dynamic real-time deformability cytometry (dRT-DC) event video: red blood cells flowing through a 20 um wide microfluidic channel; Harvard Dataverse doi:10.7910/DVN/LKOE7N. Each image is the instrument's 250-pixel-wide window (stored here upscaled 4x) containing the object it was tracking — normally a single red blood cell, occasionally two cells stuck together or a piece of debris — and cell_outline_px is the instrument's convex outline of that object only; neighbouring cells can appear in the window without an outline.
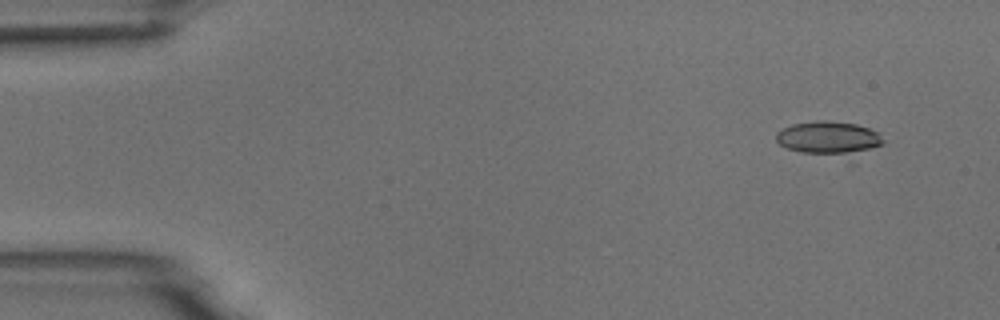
{"species": "common noctule bat (a hibernating species)", "species_latin": "Nyctalus noctula", "temperature_condition": "room temperature", "stored_images_in_passage": 5, "camera_frame_rate_fps": 3000, "um_per_image_px": 0.085, "animal": {"sex": "male", "body_mass_g": 18.8}, "frame": {"image": 1, "passage_image": 2, "time_ms": 1.0, "image_size_px": [1000, 320], "cell_outline_px": [[884, 144], [852, 164], [800, 152], [788, 148], [780, 144], [776, 140], [776, 132], [792, 124], [820, 120], [828, 120], [856, 124], [880, 132], [884, 140]], "centroid_in_image_um": [70.63, 11.89], "position_along_channel_um": 14.4, "area_um2": 23.29}}